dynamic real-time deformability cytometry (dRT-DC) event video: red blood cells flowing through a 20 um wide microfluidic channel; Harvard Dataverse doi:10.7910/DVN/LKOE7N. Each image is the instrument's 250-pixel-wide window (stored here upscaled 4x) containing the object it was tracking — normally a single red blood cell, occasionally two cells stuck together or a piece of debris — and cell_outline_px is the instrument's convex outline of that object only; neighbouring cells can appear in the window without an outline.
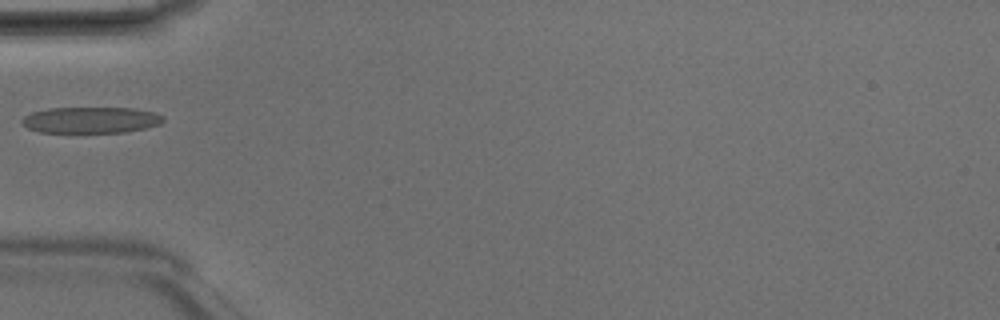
{"species": "Egyptian fruit bat (a non-hibernating species)", "species_latin": "Rousettus aegyptiacus", "temperature_condition": "room temperature", "stored_images_in_passage": 4, "camera_frame_rate_fps": 3000, "um_per_image_px": 0.085, "animal": {"sex": "male"}, "frame": {"image": 1, "passage_image": 4, "time_ms": 1.0, "image_size_px": [1000, 320], "cell_outline_px": [[164, 120], [160, 124], [144, 128], [124, 132], [40, 132], [28, 128], [20, 124], [20, 120], [24, 116], [32, 112], [48, 108], [136, 108], [156, 112], [164, 116]], "centroid_in_image_um": [7.72, 10.19], "position_along_channel_um": 77.3, "area_um2": 21.68}}